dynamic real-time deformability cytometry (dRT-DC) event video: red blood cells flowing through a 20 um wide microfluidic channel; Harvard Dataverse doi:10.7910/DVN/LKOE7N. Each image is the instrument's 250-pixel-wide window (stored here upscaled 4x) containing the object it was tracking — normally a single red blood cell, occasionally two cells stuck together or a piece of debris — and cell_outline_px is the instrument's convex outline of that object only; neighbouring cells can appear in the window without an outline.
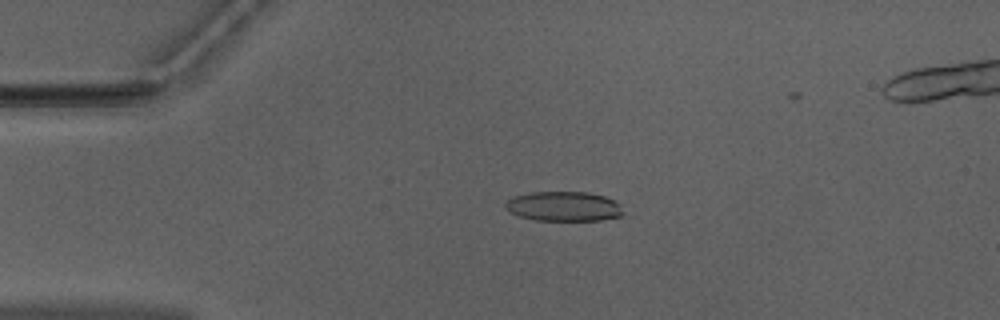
{"species": "Egyptian fruit bat (a non-hibernating species)", "species_latin": "Rousettus aegyptiacus", "temperature_condition": "warm", "stored_images_in_passage": 44, "camera_frame_rate_fps": 3000, "um_per_image_px": 0.085, "animal": {"sex": "male"}, "frame": {"image": 1, "passage_image": 5, "time_ms": 1.333, "image_size_px": [1000, 320], "cell_outline_px": [[624, 212], [620, 216], [600, 220], [536, 220], [520, 216], [504, 208], [504, 204], [512, 196], [528, 192], [588, 192], [604, 196], [620, 204]], "centroid_in_image_um": [47.9, 17.53], "position_along_channel_um": 37.1, "area_um2": 20.35}}
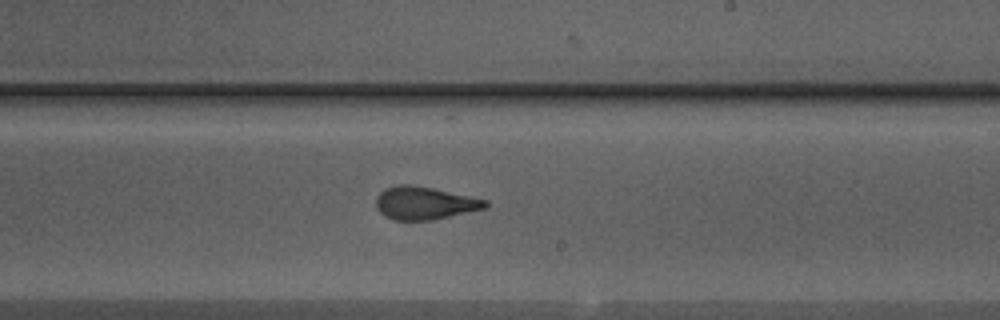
{"frame": {"image": 2, "passage_image": 24, "time_ms": 7.667, "image_size_px": [1000, 320], "cell_outline_px": [[488, 204], [484, 208], [432, 220], [392, 220], [384, 216], [376, 208], [376, 196], [384, 188], [400, 184], [408, 184], [432, 188], [488, 200]], "centroid_in_image_um": [36.03, 17.26], "position_along_channel_um": 253.0, "area_um2": 20.81}}
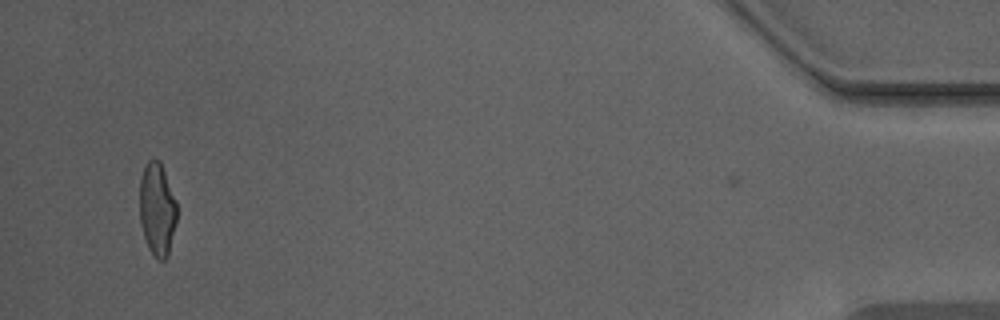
{"frame": {"image": 3, "passage_image": 43, "time_ms": 14.0, "image_size_px": [1000, 320], "cell_outline_px": [[176, 220], [168, 256], [164, 260], [156, 260], [148, 248], [140, 224], [140, 176], [144, 164], [148, 160], [160, 160], [176, 200]], "centroid_in_image_um": [13.34, 17.78], "position_along_channel_um": 421.9, "area_um2": 20.29}, "authors_computed_cell_mechanics": {"area_um2": 21.1259, "velocity_mm_per_s": 3.982, "shape_relaxation_time_tau1_ms": 8.0972, "shape_relaxation_time_tau2_ms": 1.4006, "deformation_change_tau1": 0.2405, "deformation_change_tau2": 0.0941}}